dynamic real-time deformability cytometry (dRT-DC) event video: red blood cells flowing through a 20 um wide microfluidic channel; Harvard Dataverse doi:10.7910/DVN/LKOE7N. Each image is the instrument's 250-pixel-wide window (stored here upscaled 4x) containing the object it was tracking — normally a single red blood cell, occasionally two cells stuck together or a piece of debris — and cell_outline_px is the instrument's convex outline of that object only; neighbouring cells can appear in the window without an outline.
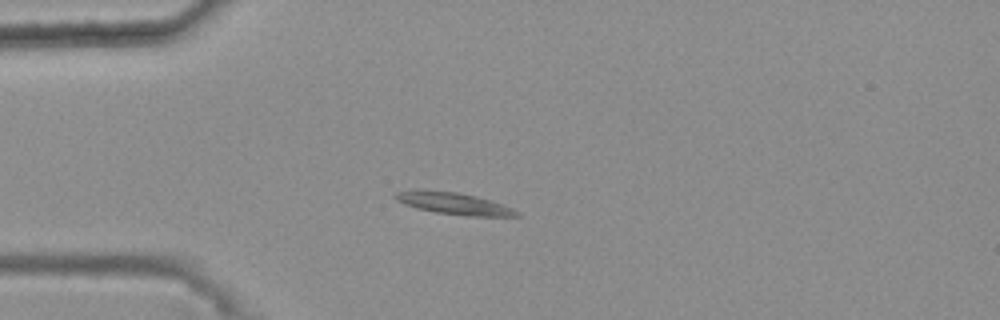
{"species": "common noctule bat (a hibernating species)", "species_latin": "Nyctalus noctula", "temperature_condition": "warm", "stored_images_in_passage": 34, "camera_frame_rate_fps": 3000, "um_per_image_px": 0.085, "animal": {"sex": "female", "body_mass_g": 25.1}, "frame": {"image": 1, "passage_image": 1, "time_ms": 0.0, "image_size_px": [1000, 320], "cell_outline_px": [[520, 216], [468, 216], [436, 212], [416, 208], [404, 204], [396, 200], [392, 196], [396, 192], [456, 192], [476, 196], [512, 208], [520, 212]], "centroid_in_image_um": [38.63, 17.34], "position_along_channel_um": 46.4, "area_um2": 14.68}}
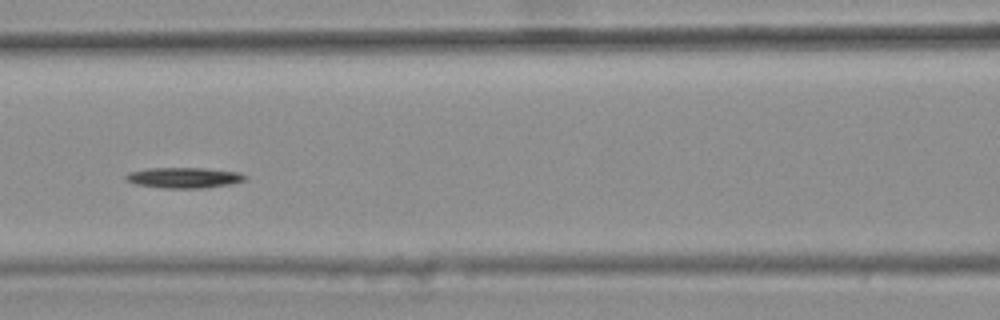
{"frame": {"image": 2, "passage_image": 11, "time_ms": 3.333, "image_size_px": [1000, 320], "cell_outline_px": [[248, 180], [232, 184], [204, 188], [160, 188], [136, 184], [124, 180], [124, 176], [128, 172], [148, 168], [204, 168], [240, 172], [248, 176]], "centroid_in_image_um": [15.66, 15.11], "position_along_channel_um": 150.9, "area_um2": 14.62}}
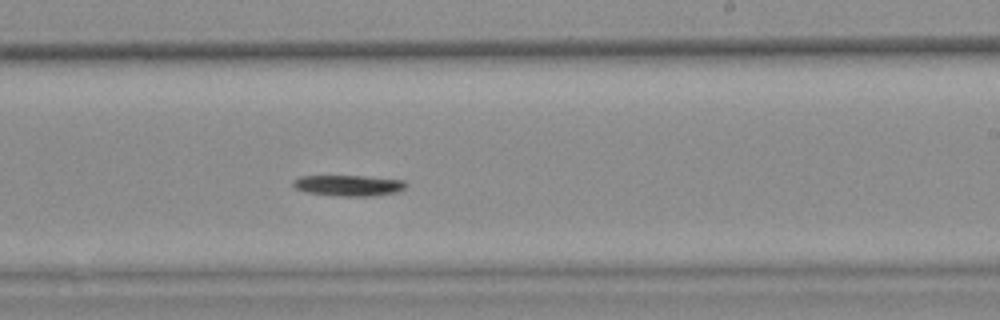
{"frame": {"image": 3, "passage_image": 20, "time_ms": 6.333, "image_size_px": [1000, 320], "cell_outline_px": [[404, 188], [396, 192], [372, 196], [336, 196], [304, 192], [296, 188], [292, 184], [292, 180], [300, 176], [364, 176], [404, 180]], "centroid_in_image_um": [29.56, 15.77], "position_along_channel_um": 259.4, "area_um2": 13.7}}